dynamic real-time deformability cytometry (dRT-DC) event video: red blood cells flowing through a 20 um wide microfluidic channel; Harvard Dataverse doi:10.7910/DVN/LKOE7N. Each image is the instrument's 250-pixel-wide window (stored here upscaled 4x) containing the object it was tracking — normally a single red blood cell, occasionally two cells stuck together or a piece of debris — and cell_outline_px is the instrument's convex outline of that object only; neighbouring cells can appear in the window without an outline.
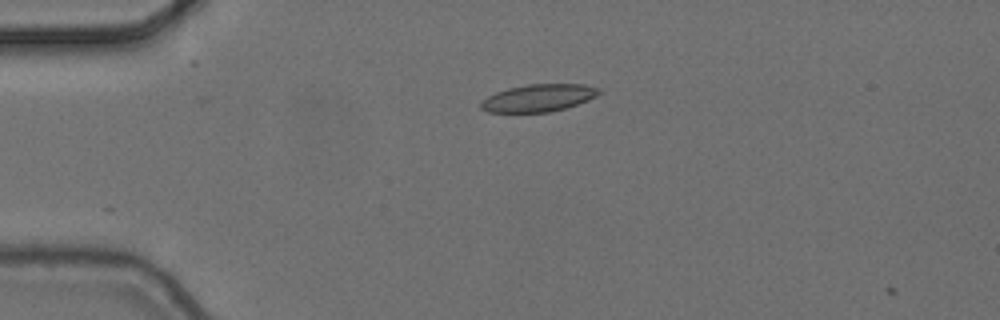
{"species": "common noctule bat (a hibernating species)", "species_latin": "Nyctalus noctula", "temperature_condition": "cold", "stored_images_in_passage": 4, "camera_frame_rate_fps": 3000, "um_per_image_px": 0.085, "animal": {"sex": "female", "body_mass_g": 24.6, "forearm_length_mm": 56.2}, "frame": {"image": 1, "passage_image": 4, "time_ms": 1.0, "image_size_px": [1000, 320], "cell_outline_px": [[604, 92], [588, 100], [564, 108], [548, 112], [488, 112], [480, 108], [480, 100], [496, 92], [508, 88], [528, 84], [584, 84], [600, 88]], "centroid_in_image_um": [45.78, 8.31], "position_along_channel_um": 39.2, "area_um2": 18.9}}